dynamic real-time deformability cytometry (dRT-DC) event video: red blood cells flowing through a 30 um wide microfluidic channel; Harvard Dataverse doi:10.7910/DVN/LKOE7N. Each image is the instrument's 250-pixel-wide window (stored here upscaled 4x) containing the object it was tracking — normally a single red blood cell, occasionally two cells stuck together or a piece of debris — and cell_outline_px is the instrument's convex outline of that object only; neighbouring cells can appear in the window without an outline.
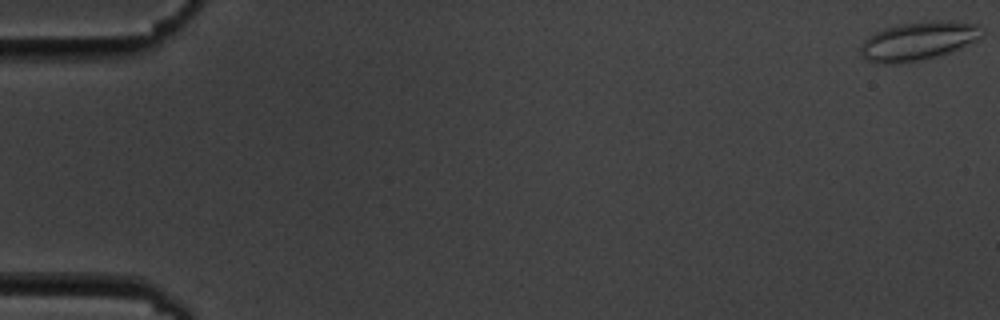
{"species": "common noctule bat (a hibernating species)", "species_latin": "Nyctalus noctula", "temperature_condition": "cold", "stored_images_in_passage": 6, "segment_of_instrument_passage": [1, 2], "camera_frame_rate_fps": 3000, "um_per_image_px": 0.085, "animal": {"sex": "male", "body_mass_g": 19.5, "forearm_length_mm": 54.6}, "frame": {"image": 1, "passage_image": 1, "time_ms": 0.0, "image_size_px": [1000, 320], "cell_outline_px": [[984, 32], [980, 36], [948, 52], [924, 60], [892, 64], [876, 64], [864, 60], [860, 56], [860, 44], [868, 36], [876, 32], [900, 24], [936, 20], [940, 20], [976, 24], [984, 28]], "centroid_in_image_um": [77.95, 3.5], "position_along_channel_um": 7.1, "area_um2": 26.99}}
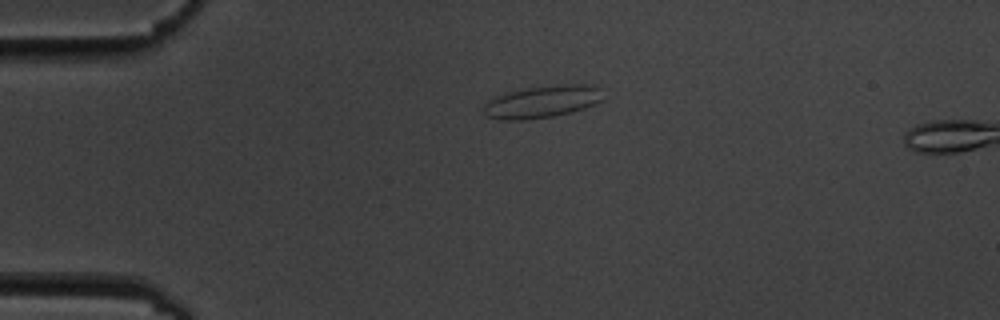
{"frame": {"image": 2, "passage_image": 5, "time_ms": 4.333, "image_size_px": [1000, 320], "cell_outline_px": [[600, 100], [596, 104], [572, 112], [552, 116], [520, 120], [500, 120], [484, 116], [484, 104], [488, 100], [496, 96], [508, 92], [528, 88], [556, 84], [592, 84], [600, 88]], "centroid_in_image_um": [46.06, 8.64], "position_along_channel_um": 38.9, "area_um2": 22.43}}